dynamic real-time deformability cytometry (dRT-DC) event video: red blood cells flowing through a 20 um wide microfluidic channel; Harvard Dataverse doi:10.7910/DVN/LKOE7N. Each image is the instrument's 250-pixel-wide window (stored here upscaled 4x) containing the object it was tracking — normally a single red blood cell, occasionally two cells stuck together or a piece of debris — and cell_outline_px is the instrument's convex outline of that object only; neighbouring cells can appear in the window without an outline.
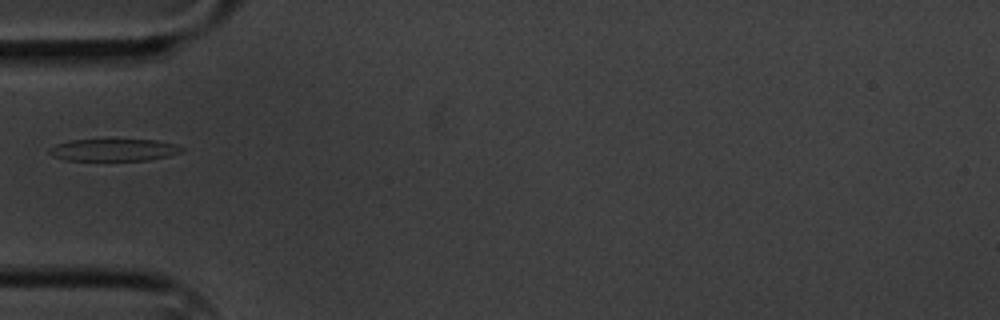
{"species": "common noctule bat (a hibernating species)", "species_latin": "Nyctalus noctula", "temperature_condition": "cold", "stored_images_in_passage": 3, "camera_frame_rate_fps": 3000, "um_per_image_px": 0.085, "animal": {"sex": "male", "body_mass_g": 20.1, "forearm_length_mm": 53.5}, "frame": {"image": 1, "passage_image": 3, "time_ms": 2.333, "image_size_px": [1000, 320], "cell_outline_px": [[184, 152], [168, 156], [148, 160], [68, 160], [52, 156], [48, 152], [48, 148], [56, 144], [72, 140], [156, 140], [176, 144], [184, 148]], "centroid_in_image_um": [9.7, 12.74], "position_along_channel_um": 75.3, "area_um2": 17.05}}